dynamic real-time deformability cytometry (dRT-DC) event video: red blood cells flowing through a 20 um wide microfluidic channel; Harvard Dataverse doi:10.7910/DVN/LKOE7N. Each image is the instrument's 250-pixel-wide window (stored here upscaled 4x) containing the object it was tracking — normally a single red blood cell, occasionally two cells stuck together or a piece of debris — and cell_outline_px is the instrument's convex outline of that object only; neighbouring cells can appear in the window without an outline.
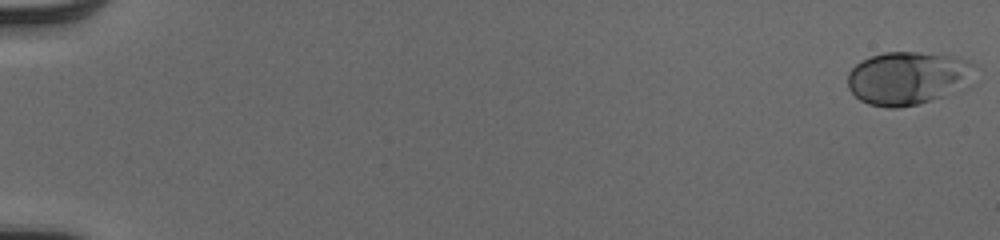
{"species": "human", "species_latin": "Homo sapiens", "temperature_condition": "cold", "stored_images_in_passage": 51, "camera_frame_rate_fps": 3000, "um_per_image_px": 0.085, "donor": {"sex": "male"}, "frame": {"image": 1, "passage_image": 1, "time_ms": 0.0, "image_size_px": [1000, 240], "cell_outline_px": [[972, 64], [960, 80], [944, 96], [916, 104], [896, 108], [888, 108], [868, 104], [860, 100], [848, 88], [848, 72], [860, 60], [884, 52], [916, 52], [960, 56], [968, 60]], "centroid_in_image_um": [76.95, 6.61], "position_along_channel_um": 8.0, "area_um2": 37.8}}
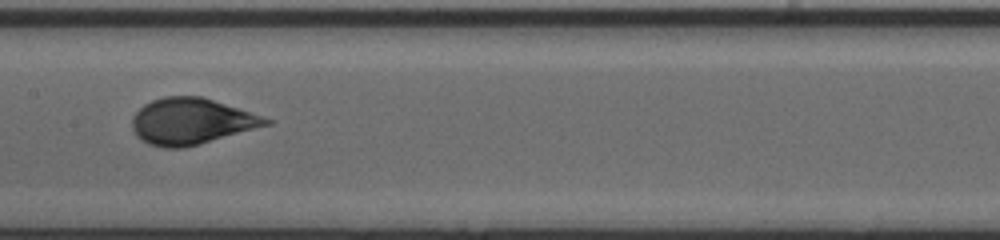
{"frame": {"image": 2, "passage_image": 29, "time_ms": 9.333, "image_size_px": [1000, 240], "cell_outline_px": [[276, 120], [272, 124], [200, 144], [184, 148], [164, 148], [148, 144], [140, 140], [136, 136], [132, 128], [132, 116], [144, 104], [152, 100], [164, 96], [200, 96]], "centroid_in_image_um": [16.26, 10.32], "position_along_channel_um": 191.1, "area_um2": 36.18}}
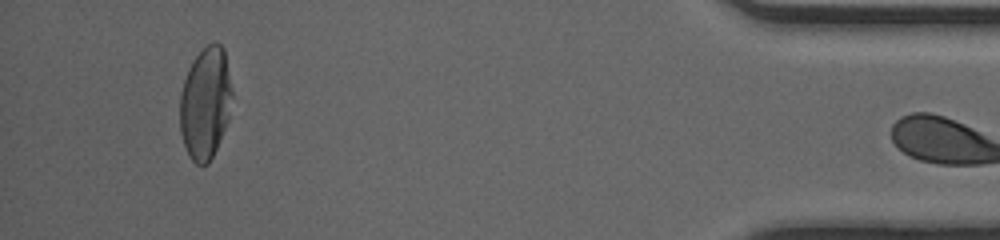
{"frame": {"image": 3, "passage_image": 50, "time_ms": 16.333, "image_size_px": [1000, 240], "cell_outline_px": [[232, 96], [228, 120], [216, 148], [208, 164], [196, 164], [188, 156], [180, 132], [180, 92], [188, 68], [192, 60], [208, 44], [220, 44], [224, 48], [232, 92]], "centroid_in_image_um": [17.44, 8.78], "position_along_channel_um": 417.8, "area_um2": 33.87}}